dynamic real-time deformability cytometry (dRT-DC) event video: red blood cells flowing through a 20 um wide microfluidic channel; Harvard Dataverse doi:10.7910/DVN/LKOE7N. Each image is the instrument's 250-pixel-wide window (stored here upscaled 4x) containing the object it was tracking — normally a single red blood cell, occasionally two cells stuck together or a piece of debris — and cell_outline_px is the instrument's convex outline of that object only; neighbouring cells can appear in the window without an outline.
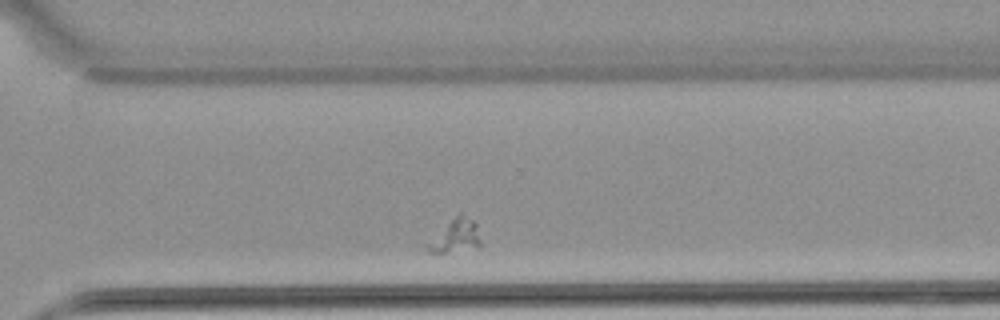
{"species": "common noctule bat (a hibernating species)", "species_latin": "Nyctalus noctula", "temperature_condition": "warm", "stored_images_in_passage": 25, "camera_frame_rate_fps": 3000, "um_per_image_px": 0.085, "animal": {"sex": "female", "body_mass_g": 22.7, "forearm_length_mm": 54.2}, "frame": {"image": 1, "passage_image": 22, "time_ms": 7.0, "image_size_px": [1000, 320], "cell_outline_px": [[480, 248], [444, 252], [428, 252], [424, 248], [424, 244], [460, 212], [472, 220], [476, 224], [480, 240]], "centroid_in_image_um": [38.69, 20.08], "position_along_channel_um": 331.9, "area_um2": 10.23}}